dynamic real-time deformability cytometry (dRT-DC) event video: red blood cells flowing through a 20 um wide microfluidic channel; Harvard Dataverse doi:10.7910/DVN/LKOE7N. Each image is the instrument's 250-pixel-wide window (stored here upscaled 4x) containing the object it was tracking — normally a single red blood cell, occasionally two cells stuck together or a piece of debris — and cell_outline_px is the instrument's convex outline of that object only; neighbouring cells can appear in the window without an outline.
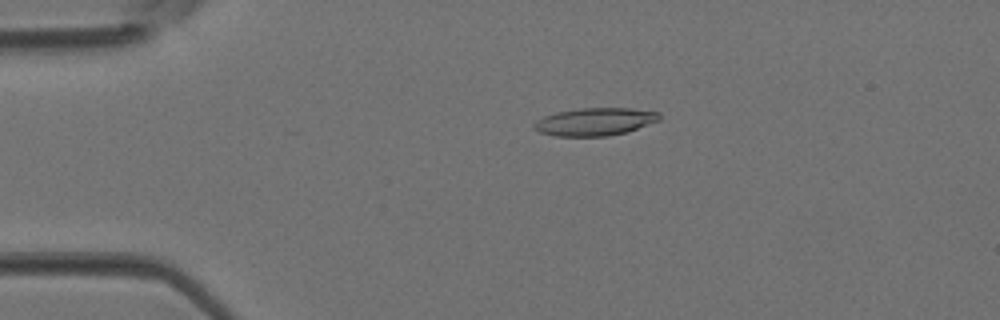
{"species": "Egyptian fruit bat (a non-hibernating species)", "species_latin": "Rousettus aegyptiacus", "temperature_condition": "room temperature", "stored_images_in_passage": 4, "camera_frame_rate_fps": 3000, "um_per_image_px": 0.085, "animal": {"sex": "female"}, "frame": {"image": 1, "passage_image": 3, "time_ms": 0.667, "image_size_px": [1000, 320], "cell_outline_px": [[660, 120], [624, 132], [608, 136], [552, 136], [540, 132], [532, 128], [532, 124], [536, 120], [544, 116], [556, 112], [580, 108], [632, 108], [660, 112]], "centroid_in_image_um": [50.52, 10.34], "position_along_channel_um": 34.5, "area_um2": 20.29}}